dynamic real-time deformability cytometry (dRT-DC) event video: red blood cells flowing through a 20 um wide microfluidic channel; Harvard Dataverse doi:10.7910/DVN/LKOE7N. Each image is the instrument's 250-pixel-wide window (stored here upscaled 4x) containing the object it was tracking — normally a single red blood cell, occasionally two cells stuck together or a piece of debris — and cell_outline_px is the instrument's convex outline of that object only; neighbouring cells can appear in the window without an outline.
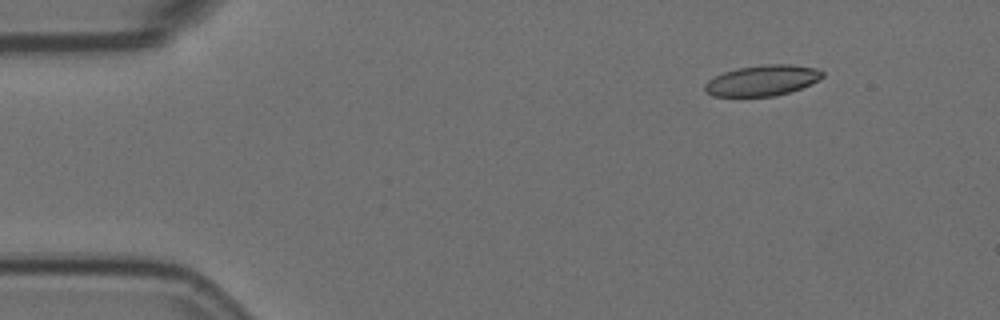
{"species": "Egyptian fruit bat (a non-hibernating species)", "species_latin": "Rousettus aegyptiacus", "temperature_condition": "room temperature", "stored_images_in_passage": 5, "camera_frame_rate_fps": 3000, "um_per_image_px": 0.085, "animal": {"sex": "female"}, "frame": {"image": 1, "passage_image": 2, "time_ms": 0.333, "image_size_px": [1000, 320], "cell_outline_px": [[824, 76], [800, 88], [776, 96], [712, 96], [704, 92], [704, 84], [708, 80], [724, 72], [736, 68], [764, 64], [788, 64], [816, 68], [824, 72]], "centroid_in_image_um": [64.75, 6.83], "position_along_channel_um": 20.2, "area_um2": 20.92}}
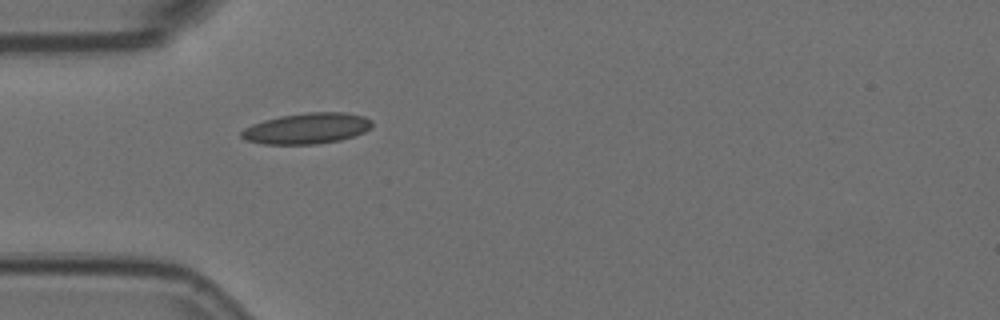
{"frame": {"image": 2, "passage_image": 5, "time_ms": 1.333, "image_size_px": [1000, 320], "cell_outline_px": [[372, 128], [356, 136], [340, 140], [316, 144], [264, 144], [244, 140], [240, 136], [240, 132], [244, 128], [252, 124], [264, 120], [280, 116], [308, 112], [344, 112], [364, 116], [372, 120]], "centroid_in_image_um": [26.09, 10.92], "position_along_channel_um": 58.9, "area_um2": 23.7}}